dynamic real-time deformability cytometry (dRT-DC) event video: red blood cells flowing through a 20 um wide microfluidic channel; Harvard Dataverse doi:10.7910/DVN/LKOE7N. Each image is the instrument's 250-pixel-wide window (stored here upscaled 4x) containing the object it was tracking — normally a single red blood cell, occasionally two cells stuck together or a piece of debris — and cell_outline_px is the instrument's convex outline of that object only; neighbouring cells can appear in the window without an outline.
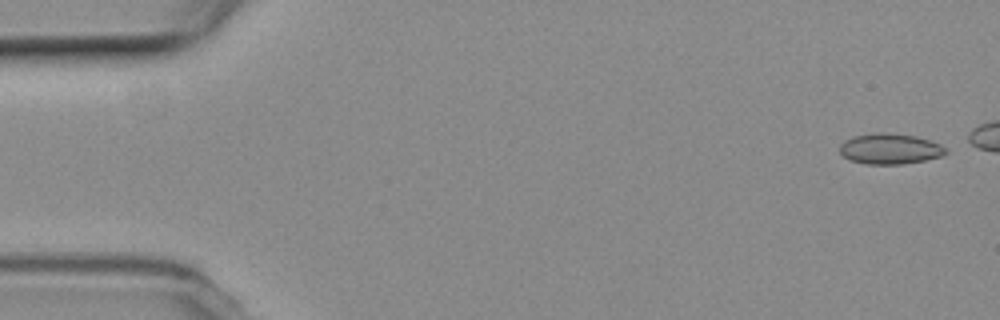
{"species": "common noctule bat (a hibernating species)", "species_latin": "Nyctalus noctula", "temperature_condition": "room temperature", "stored_images_in_passage": 47, "camera_frame_rate_fps": 3000, "um_per_image_px": 0.085, "animal": {"sex": "female", "body_mass_g": 19.3, "forearm_length_mm": 54.1}, "frame": {"image": 1, "passage_image": 2, "time_ms": 0.333, "image_size_px": [1000, 320], "cell_outline_px": [[948, 152], [940, 156], [924, 160], [900, 164], [864, 164], [852, 160], [844, 156], [840, 152], [840, 144], [844, 140], [852, 136], [876, 132], [884, 132], [916, 136], [940, 144], [948, 148]], "centroid_in_image_um": [75.64, 12.64], "position_along_channel_um": 9.4, "area_um2": 18.9}}
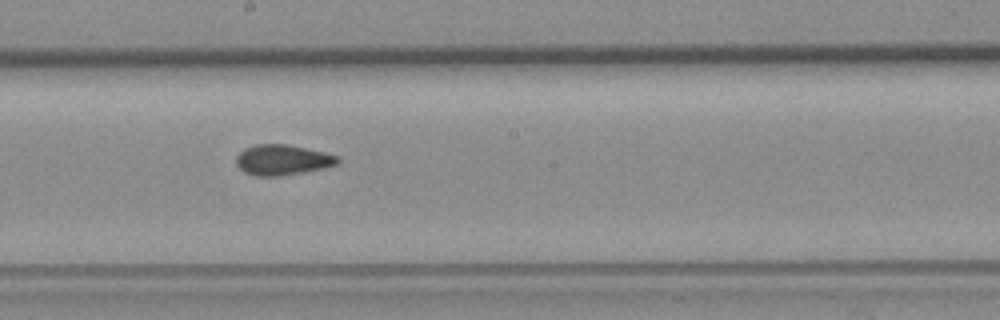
{"frame": {"image": 2, "passage_image": 31, "time_ms": 10.0, "image_size_px": [1000, 320], "cell_outline_px": [[340, 160], [336, 164], [304, 172], [280, 176], [256, 176], [244, 172], [236, 164], [236, 156], [244, 148], [256, 144], [288, 144], [324, 152], [340, 156]], "centroid_in_image_um": [23.98, 13.58], "position_along_channel_um": 224.2, "area_um2": 17.98}}
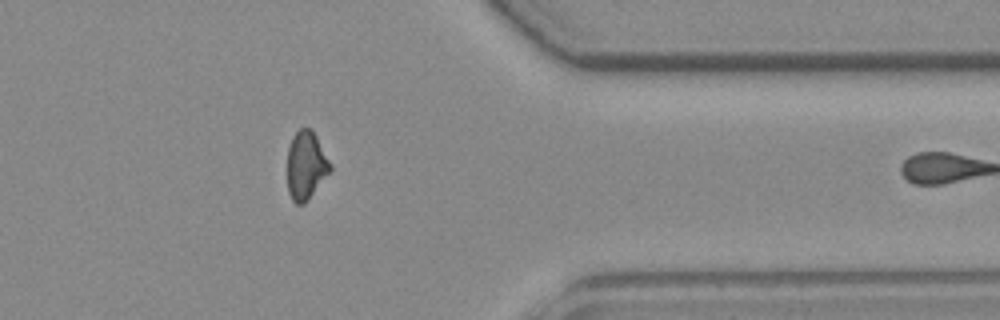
{"frame": {"image": 3, "passage_image": 46, "time_ms": 15.0, "image_size_px": [1000, 320], "cell_outline_px": [[332, 168], [308, 200], [304, 204], [296, 204], [292, 200], [288, 192], [288, 148], [292, 136], [300, 128], [312, 128], [332, 164]], "centroid_in_image_um": [26.01, 14.04], "position_along_channel_um": 385.4, "area_um2": 17.11}}